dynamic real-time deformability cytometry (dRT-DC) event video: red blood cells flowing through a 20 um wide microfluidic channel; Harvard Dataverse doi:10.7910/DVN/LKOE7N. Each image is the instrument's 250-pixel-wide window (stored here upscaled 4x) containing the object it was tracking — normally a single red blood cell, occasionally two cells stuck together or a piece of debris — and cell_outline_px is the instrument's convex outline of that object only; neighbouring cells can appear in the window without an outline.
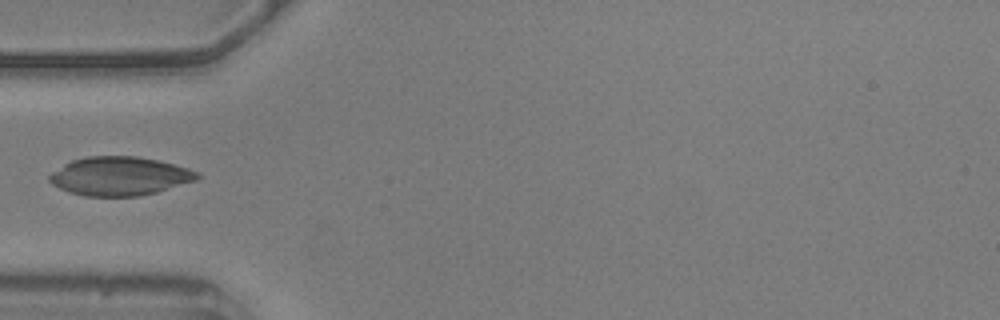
{"species": "common noctule bat (a hibernating species)", "species_latin": "Nyctalus noctula", "temperature_condition": "warm", "stored_images_in_passage": 4, "camera_frame_rate_fps": 3000, "um_per_image_px": 0.085, "animal": {"sex": "male", "body_mass_g": 20.5, "forearm_length_mm": 52.5}, "frame": {"image": 1, "passage_image": 1, "time_ms": 0.0, "image_size_px": [1000, 320], "cell_outline_px": [[164, 284], [160, 288], [108, 292], [24, 288], [16, 284], [16, 280], [144, 280]], "centroid_in_image_um": [7.64, 24.23], "position_along_channel_um": 77.4, "area_um2": 10.06}}